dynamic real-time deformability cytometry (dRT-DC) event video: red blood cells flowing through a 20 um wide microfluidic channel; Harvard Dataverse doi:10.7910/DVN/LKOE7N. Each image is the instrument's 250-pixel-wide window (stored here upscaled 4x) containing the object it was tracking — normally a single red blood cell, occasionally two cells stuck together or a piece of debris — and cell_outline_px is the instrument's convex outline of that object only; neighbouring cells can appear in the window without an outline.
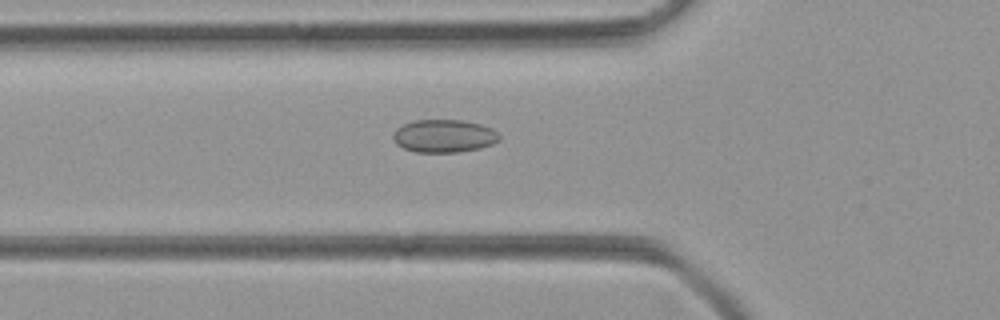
{"species": "common noctule bat (a hibernating species)", "species_latin": "Nyctalus noctula", "temperature_condition": "room temperature", "stored_images_in_passage": 46, "camera_frame_rate_fps": 3000, "um_per_image_px": 0.085, "animal": {"sex": "female", "body_mass_g": 21.9}, "frame": {"image": 1, "passage_image": 14, "time_ms": 4.333, "image_size_px": [1000, 320], "cell_outline_px": [[496, 140], [488, 144], [476, 148], [452, 152], [420, 152], [404, 148], [396, 140], [396, 132], [404, 124], [420, 120], [456, 120], [476, 124], [488, 128], [496, 136]], "centroid_in_image_um": [37.68, 11.56], "position_along_channel_um": 88.1, "area_um2": 18.79}}
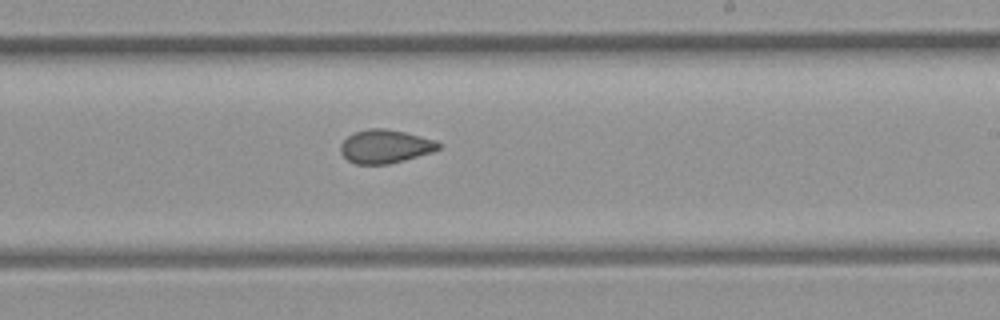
{"frame": {"image": 2, "passage_image": 26, "time_ms": 8.333, "image_size_px": [1000, 320], "cell_outline_px": [[440, 148], [428, 152], [400, 160], [384, 164], [360, 164], [348, 160], [344, 156], [340, 148], [344, 140], [348, 136], [356, 132], [400, 132], [416, 136], [440, 144]], "centroid_in_image_um": [32.66, 12.51], "position_along_channel_um": 256.3, "area_um2": 17.11}}
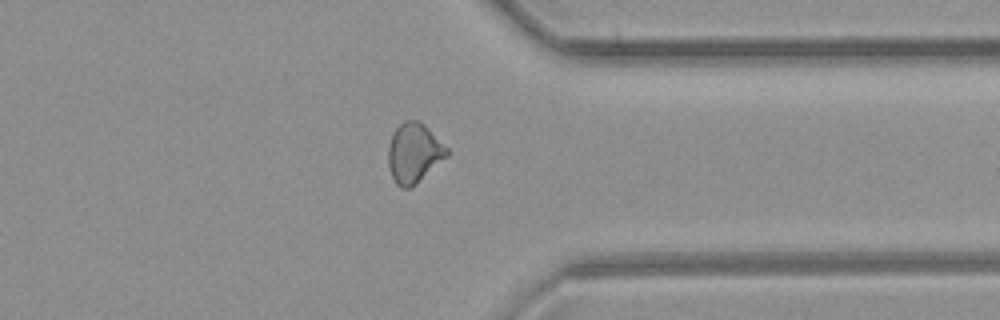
{"frame": {"image": 3, "passage_image": 35, "time_ms": 11.333, "image_size_px": [1000, 320], "cell_outline_px": [[448, 152], [444, 156], [408, 188], [404, 188], [392, 176], [388, 160], [388, 152], [392, 136], [396, 128], [400, 124], [408, 120], [412, 120], [420, 124], [448, 148]], "centroid_in_image_um": [35.13, 12.97], "position_along_channel_um": 376.3, "area_um2": 18.55}}